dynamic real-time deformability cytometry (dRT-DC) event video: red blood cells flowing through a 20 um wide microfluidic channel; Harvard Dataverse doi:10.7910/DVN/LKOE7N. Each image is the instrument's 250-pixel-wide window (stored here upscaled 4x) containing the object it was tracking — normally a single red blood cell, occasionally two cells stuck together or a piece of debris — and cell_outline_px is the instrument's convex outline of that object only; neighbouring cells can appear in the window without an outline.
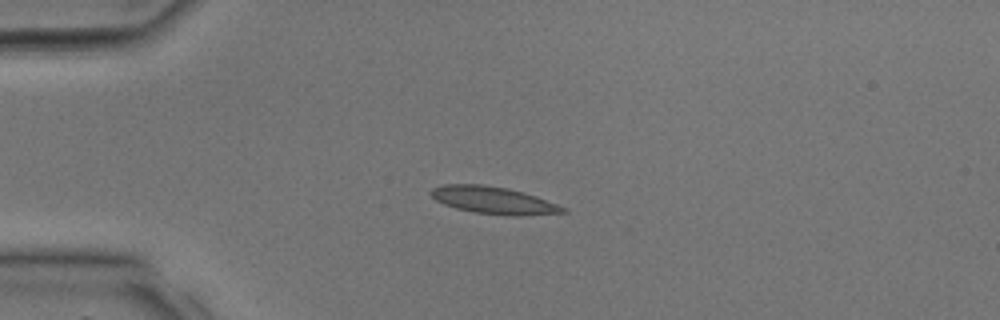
{"species": "common noctule bat (a hibernating species)", "species_latin": "Nyctalus noctula", "temperature_condition": "room temperature", "stored_images_in_passage": 26, "camera_frame_rate_fps": 3000, "um_per_image_px": 0.085, "animal": {"sex": "male", "body_mass_g": 17.9, "forearm_length_mm": 54.2}, "frame": {"image": 1, "passage_image": 1, "time_ms": 0.0, "image_size_px": [1000, 320], "cell_outline_px": [[568, 212], [520, 216], [508, 216], [472, 212], [456, 208], [444, 204], [436, 200], [428, 192], [432, 188], [444, 184], [480, 184], [508, 188], [524, 192], [536, 196], [568, 208]], "centroid_in_image_um": [41.96, 17.03], "position_along_channel_um": 43.0, "area_um2": 21.15}}
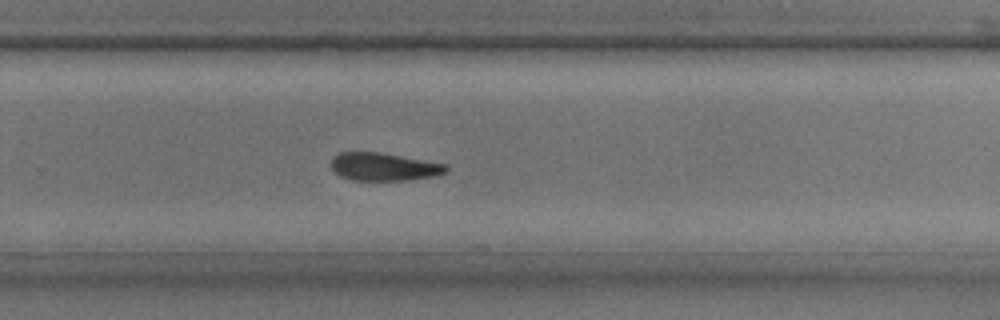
{"frame": {"image": 2, "passage_image": 15, "time_ms": 4.667, "image_size_px": [1000, 320], "cell_outline_px": [[448, 172], [436, 176], [408, 180], [352, 180], [340, 176], [332, 168], [332, 156], [340, 152], [380, 152], [448, 164]], "centroid_in_image_um": [32.67, 14.17], "position_along_channel_um": 297.1, "area_um2": 18.84}}
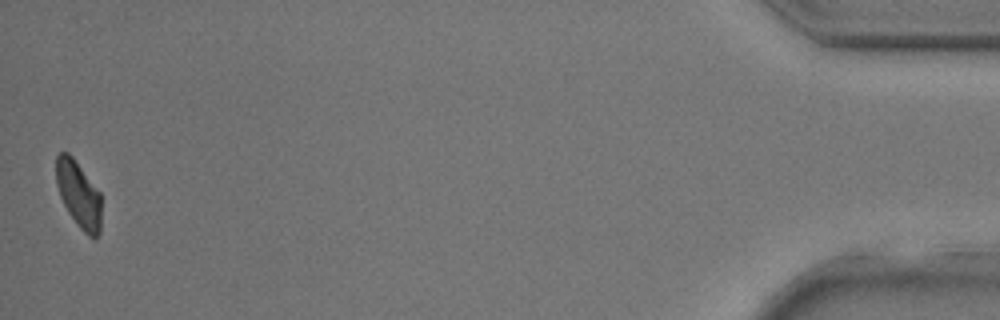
{"frame": {"image": 3, "passage_image": 26, "time_ms": 8.333, "image_size_px": [1000, 320], "cell_outline_px": [[100, 232], [96, 236], [88, 236], [80, 228], [68, 212], [60, 196], [56, 184], [56, 156], [60, 152], [68, 152], [72, 156], [100, 192]], "centroid_in_image_um": [6.66, 16.5], "position_along_channel_um": 428.5, "area_um2": 17.28}}